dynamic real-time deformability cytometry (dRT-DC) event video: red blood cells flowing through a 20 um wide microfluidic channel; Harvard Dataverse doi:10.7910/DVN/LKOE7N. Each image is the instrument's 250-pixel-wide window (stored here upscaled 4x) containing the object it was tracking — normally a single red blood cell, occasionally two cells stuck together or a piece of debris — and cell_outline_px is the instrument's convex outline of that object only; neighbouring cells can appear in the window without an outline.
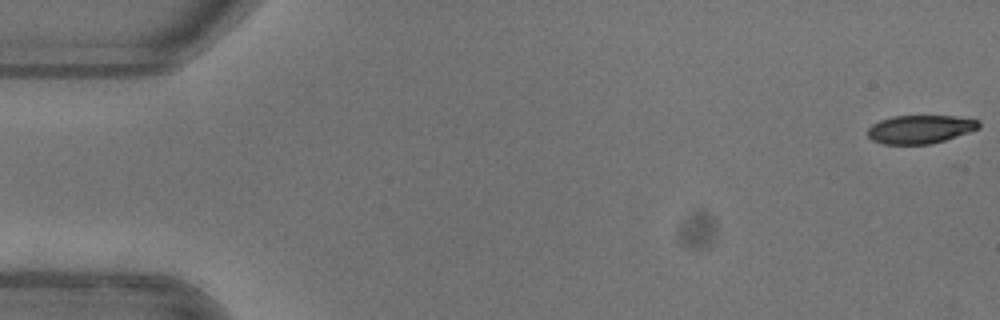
{"species": "common noctule bat (a hibernating species)", "species_latin": "Nyctalus noctula", "temperature_condition": "warm", "stored_images_in_passage": 52, "camera_frame_rate_fps": 3000, "um_per_image_px": 0.085, "animal": {"sex": "female"}, "frame": {"image": 1, "passage_image": 1, "time_ms": 0.0, "image_size_px": [1000, 320], "cell_outline_px": [[980, 128], [944, 140], [928, 144], [884, 144], [872, 140], [868, 136], [868, 128], [872, 124], [880, 120], [892, 116], [956, 116], [980, 120]], "centroid_in_image_um": [78.21, 10.98], "position_along_channel_um": 6.8, "area_um2": 18.32}}
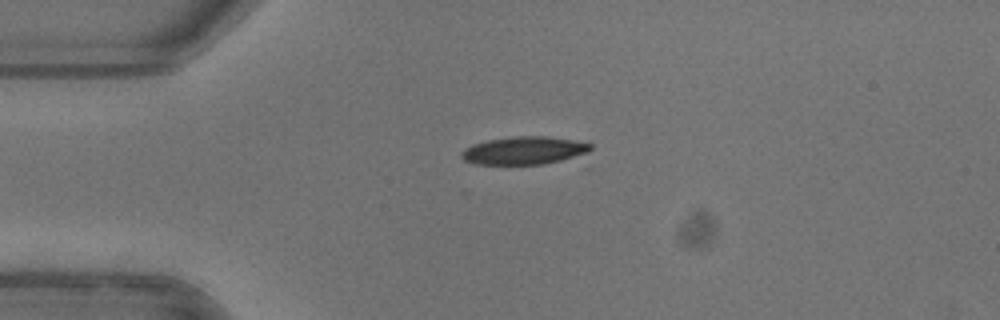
{"frame": {"image": 2, "passage_image": 13, "time_ms": 4.0, "image_size_px": [1000, 320], "cell_outline_px": [[592, 148], [588, 152], [580, 156], [540, 164], [476, 164], [464, 160], [460, 156], [460, 152], [464, 148], [472, 144], [488, 140], [516, 136], [544, 136], [572, 140], [592, 144]], "centroid_in_image_um": [44.52, 12.79], "position_along_channel_um": 40.5, "area_um2": 20.87}}
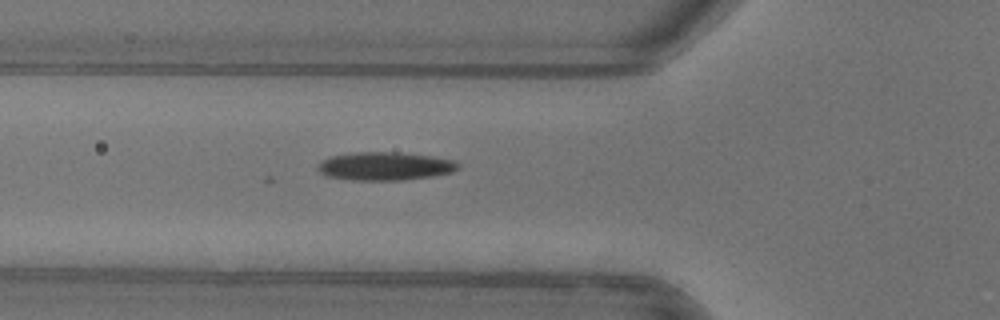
{"frame": {"image": 3, "passage_image": 19, "time_ms": 6.0, "image_size_px": [1000, 320], "cell_outline_px": [[460, 168], [452, 172], [432, 176], [404, 180], [348, 180], [324, 176], [316, 168], [324, 160], [332, 156], [356, 152], [400, 152], [432, 156], [456, 160], [460, 164]], "centroid_in_image_um": [32.76, 14.13], "position_along_channel_um": 93.0, "area_um2": 23.29}}